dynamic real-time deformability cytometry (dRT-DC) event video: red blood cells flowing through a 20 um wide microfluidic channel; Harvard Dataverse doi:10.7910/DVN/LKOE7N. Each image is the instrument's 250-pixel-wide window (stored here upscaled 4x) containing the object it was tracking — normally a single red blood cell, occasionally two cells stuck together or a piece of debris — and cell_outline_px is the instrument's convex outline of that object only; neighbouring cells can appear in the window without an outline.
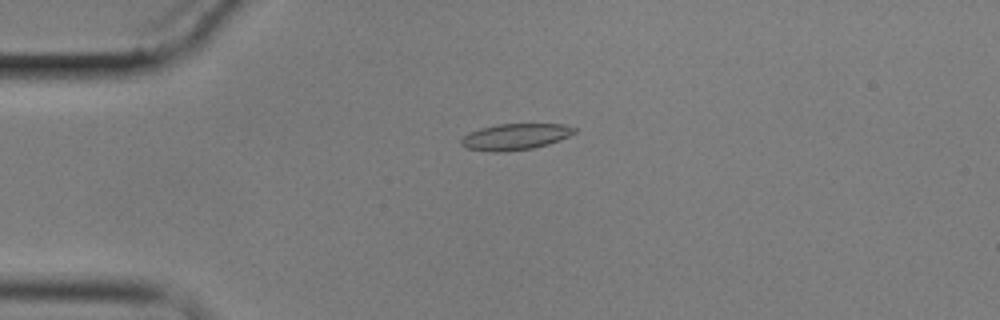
{"species": "common noctule bat (a hibernating species)", "species_latin": "Nyctalus noctula", "temperature_condition": "cold", "stored_images_in_passage": 3, "camera_frame_rate_fps": 3000, "um_per_image_px": 0.085, "animal": {"sex": "male", "body_mass_g": 17.9}, "frame": {"image": 1, "passage_image": 1, "time_ms": 0.0, "image_size_px": [1000, 320], "cell_outline_px": [[576, 132], [560, 140], [548, 144], [532, 148], [504, 152], [492, 152], [464, 148], [460, 144], [460, 140], [468, 132], [480, 128], [500, 124], [564, 124], [576, 128]], "centroid_in_image_um": [43.76, 11.63], "position_along_channel_um": 41.2, "area_um2": 17.4}}
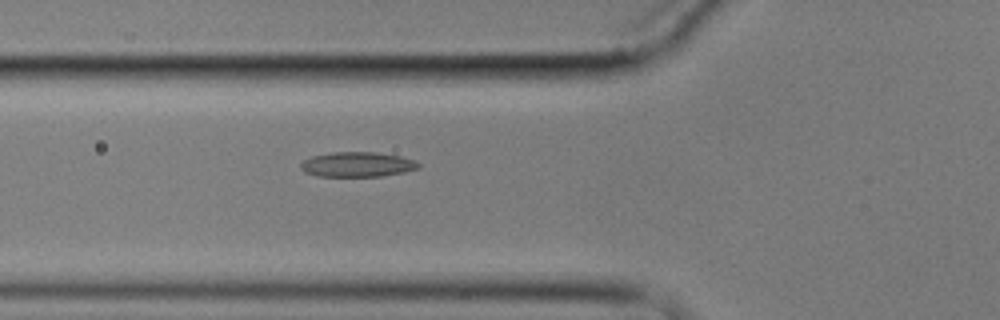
{"frame": {"image": 2, "passage_image": 3, "time_ms": 2.333, "image_size_px": [1000, 320], "cell_outline_px": [[420, 168], [404, 172], [380, 176], [316, 176], [304, 172], [300, 168], [300, 164], [304, 160], [312, 156], [332, 152], [376, 152], [400, 156], [416, 160], [420, 164]], "centroid_in_image_um": [30.38, 13.97], "position_along_channel_um": 95.4, "area_um2": 17.17}}